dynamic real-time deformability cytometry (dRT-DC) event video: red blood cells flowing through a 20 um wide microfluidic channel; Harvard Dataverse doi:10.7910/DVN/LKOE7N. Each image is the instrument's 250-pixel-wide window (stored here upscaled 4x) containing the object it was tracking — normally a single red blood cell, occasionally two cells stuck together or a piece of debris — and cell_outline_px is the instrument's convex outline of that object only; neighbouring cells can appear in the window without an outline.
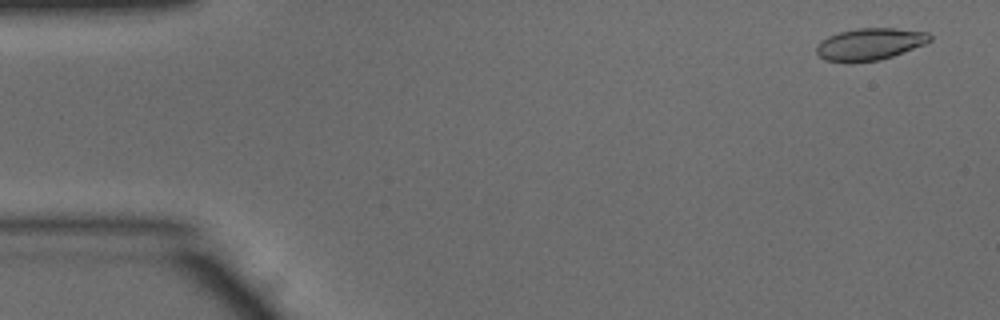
{"species": "common noctule bat (a hibernating species)", "species_latin": "Nyctalus noctula", "temperature_condition": "warm", "stored_images_in_passage": 15, "camera_frame_rate_fps": 3000, "um_per_image_px": 0.085, "animal": {"sex": "male", "body_mass_g": 15.6}, "frame": {"image": 1, "passage_image": 3, "time_ms": 0.667, "image_size_px": [1000, 320], "cell_outline_px": [[932, 40], [924, 44], [892, 56], [880, 60], [824, 60], [816, 52], [816, 44], [820, 40], [828, 36], [840, 32], [856, 28], [892, 28], [928, 32], [932, 36]], "centroid_in_image_um": [73.94, 3.71], "position_along_channel_um": 11.1, "area_um2": 20.63}}
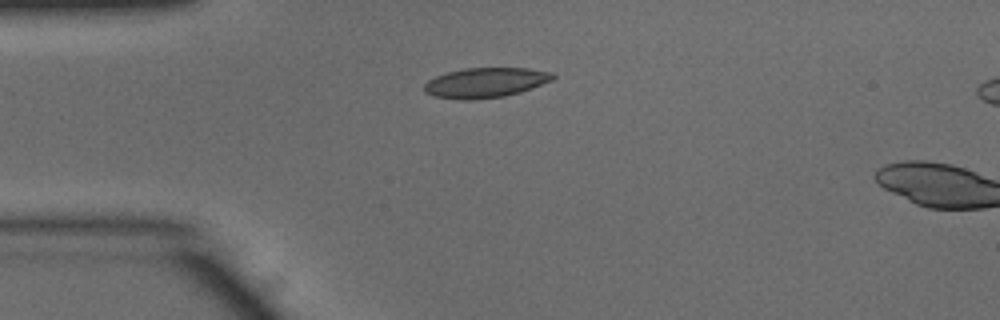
{"frame": {"image": 2, "passage_image": 13, "time_ms": 4.0, "image_size_px": [1000, 320], "cell_outline_px": [[556, 76], [552, 80], [532, 88], [520, 92], [504, 96], [472, 100], [460, 100], [432, 96], [424, 92], [424, 84], [428, 80], [436, 76], [448, 72], [464, 68], [528, 68], [552, 72]], "centroid_in_image_um": [41.25, 7.03], "position_along_channel_um": 43.8, "area_um2": 22.54}}